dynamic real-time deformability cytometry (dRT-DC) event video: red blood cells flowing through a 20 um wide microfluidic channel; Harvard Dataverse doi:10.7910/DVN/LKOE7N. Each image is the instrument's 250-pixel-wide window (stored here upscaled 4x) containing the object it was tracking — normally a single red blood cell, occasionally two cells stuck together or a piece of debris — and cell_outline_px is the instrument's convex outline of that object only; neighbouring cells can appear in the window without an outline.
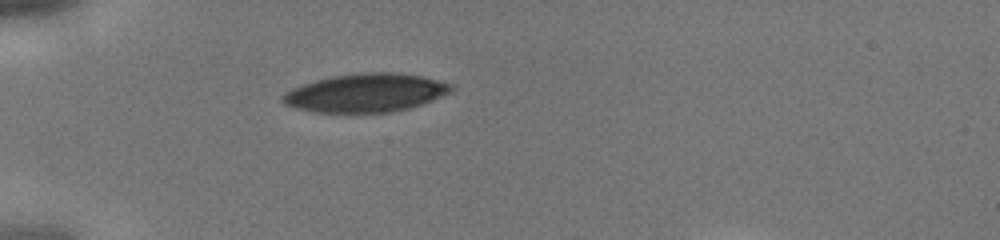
{"species": "human", "species_latin": "Homo sapiens", "temperature_condition": "cold", "stored_images_in_passage": 1, "camera_frame_rate_fps": 3000, "um_per_image_px": 0.085, "donor": {"sex": "male"}, "frame": {"image": 1, "passage_image": 1, "time_ms": 0.0, "image_size_px": [1000, 240], "cell_outline_px": [[452, 92], [432, 100], [408, 108], [392, 112], [316, 112], [296, 108], [284, 104], [280, 100], [280, 96], [284, 92], [292, 88], [316, 80], [332, 76], [360, 72], [396, 72], [420, 76], [452, 84]], "centroid_in_image_um": [31.05, 7.88], "position_along_channel_um": 53.9, "area_um2": 37.63}}